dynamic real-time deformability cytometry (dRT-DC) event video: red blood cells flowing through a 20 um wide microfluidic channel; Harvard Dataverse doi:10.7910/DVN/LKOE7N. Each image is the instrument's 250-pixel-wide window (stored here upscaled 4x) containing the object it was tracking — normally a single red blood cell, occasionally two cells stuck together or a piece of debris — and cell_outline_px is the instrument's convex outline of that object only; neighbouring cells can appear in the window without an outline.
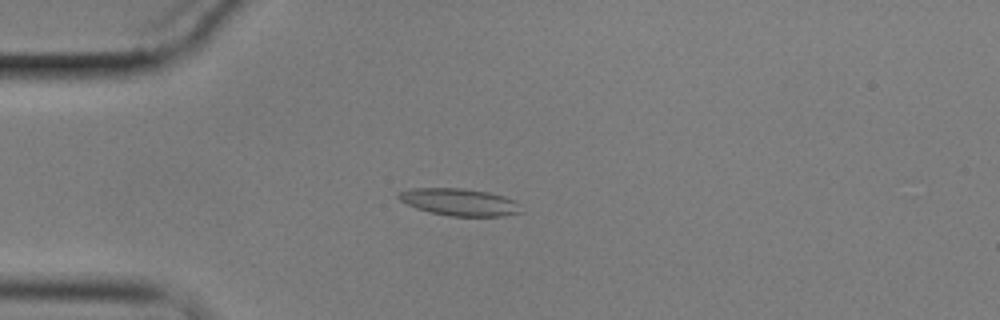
{"species": "common noctule bat (a hibernating species)", "species_latin": "Nyctalus noctula", "temperature_condition": "cold", "stored_images_in_passage": 8, "camera_frame_rate_fps": 3000, "um_per_image_px": 0.085, "animal": {"sex": "male", "body_mass_g": 17.9}, "frame": {"image": 1, "passage_image": 4, "time_ms": 3.667, "image_size_px": [1000, 320], "cell_outline_px": [[520, 212], [504, 216], [452, 216], [428, 212], [416, 208], [400, 200], [396, 196], [396, 192], [412, 188], [464, 188], [488, 192], [504, 196], [516, 200]], "centroid_in_image_um": [39.01, 17.16], "position_along_channel_um": 46.0, "area_um2": 19.42}}
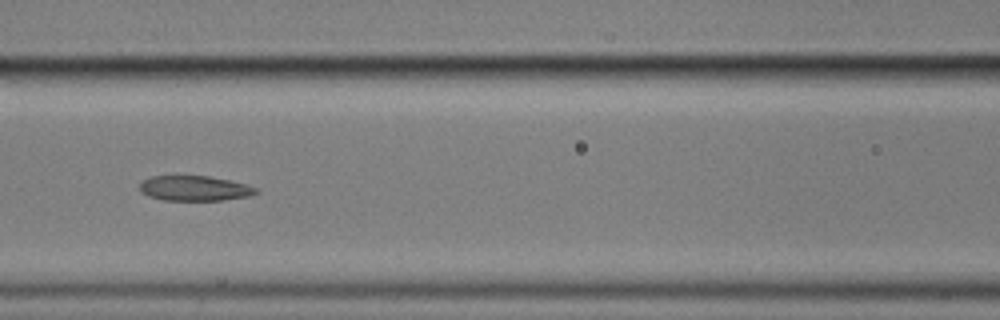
{"frame": {"image": 2, "passage_image": 7, "time_ms": 7.333, "image_size_px": [1000, 320], "cell_outline_px": [[260, 192], [248, 196], [224, 200], [164, 200], [148, 196], [140, 192], [140, 184], [144, 180], [152, 176], [208, 176], [248, 184], [260, 188]], "centroid_in_image_um": [16.59, 16.01], "position_along_channel_um": 150.0, "area_um2": 17.05}}
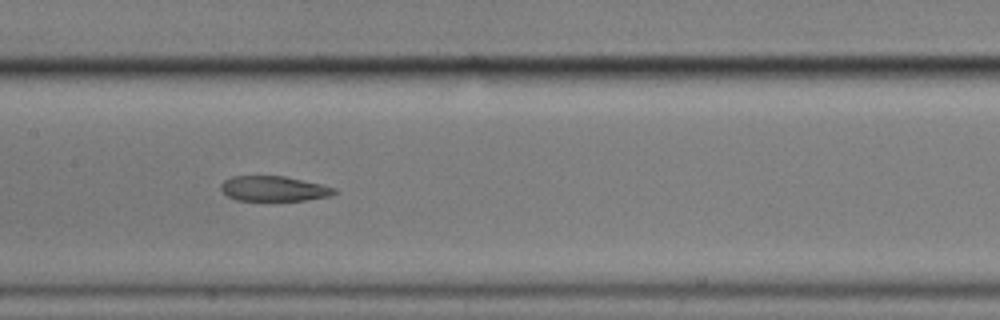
{"frame": {"image": 3, "passage_image": 8, "time_ms": 8.333, "image_size_px": [1000, 320], "cell_outline_px": [[336, 192], [332, 196], [308, 200], [236, 200], [228, 196], [220, 188], [220, 184], [224, 180], [232, 176], [284, 176], [320, 184], [336, 188]], "centroid_in_image_um": [23.28, 16.03], "position_along_channel_um": 184.1, "area_um2": 16.53}}